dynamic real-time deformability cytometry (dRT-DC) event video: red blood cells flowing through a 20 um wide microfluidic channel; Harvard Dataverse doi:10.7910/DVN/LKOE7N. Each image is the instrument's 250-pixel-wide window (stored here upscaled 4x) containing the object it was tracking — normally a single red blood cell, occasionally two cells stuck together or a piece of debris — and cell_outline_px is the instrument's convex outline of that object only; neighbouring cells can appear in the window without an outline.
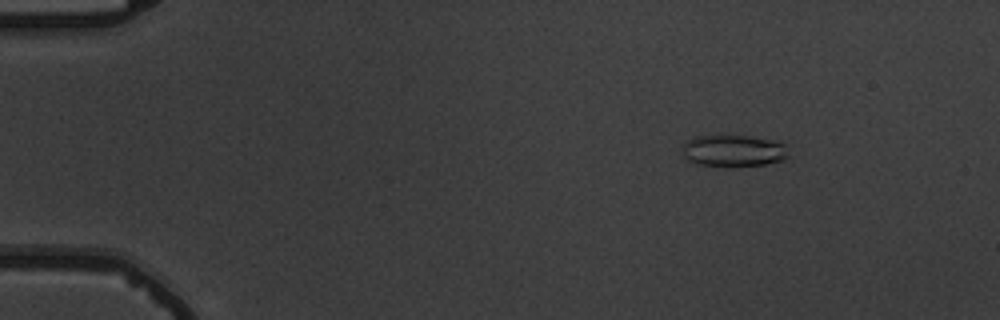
{"species": "common noctule bat (a hibernating species)", "species_latin": "Nyctalus noctula", "temperature_condition": "warm", "stored_images_in_passage": 4, "camera_frame_rate_fps": 3000, "um_per_image_px": 0.085, "animal": {"sex": "male", "body_mass_g": 19.5, "forearm_length_mm": 54.6}, "frame": {"image": 1, "passage_image": 1, "time_ms": 0.0, "image_size_px": [1000, 320], "cell_outline_px": [[788, 156], [784, 160], [764, 164], [700, 164], [688, 160], [684, 156], [684, 144], [688, 140], [696, 136], [752, 136], [772, 140], [788, 144]], "centroid_in_image_um": [62.43, 12.77], "position_along_channel_um": 22.6, "area_um2": 18.96}}
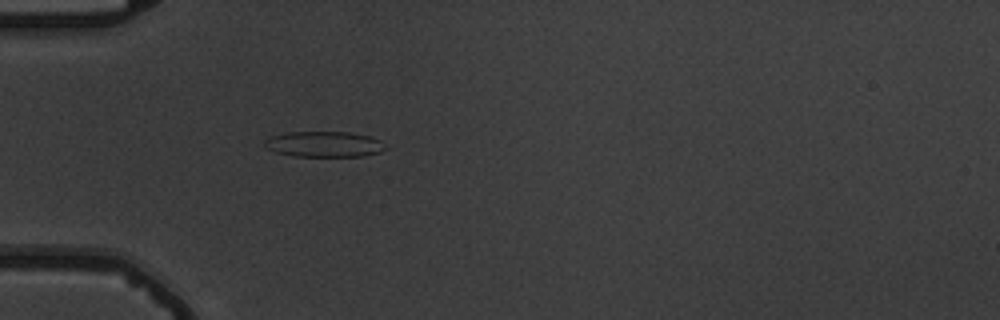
{"frame": {"image": 2, "passage_image": 4, "time_ms": 3.333, "image_size_px": [1000, 320], "cell_outline_px": [[388, 148], [380, 152], [364, 156], [296, 156], [276, 152], [264, 148], [264, 140], [268, 136], [284, 132], [348, 132], [372, 136], [380, 140]], "centroid_in_image_um": [27.53, 12.25], "position_along_channel_um": 57.5, "area_um2": 18.32}}